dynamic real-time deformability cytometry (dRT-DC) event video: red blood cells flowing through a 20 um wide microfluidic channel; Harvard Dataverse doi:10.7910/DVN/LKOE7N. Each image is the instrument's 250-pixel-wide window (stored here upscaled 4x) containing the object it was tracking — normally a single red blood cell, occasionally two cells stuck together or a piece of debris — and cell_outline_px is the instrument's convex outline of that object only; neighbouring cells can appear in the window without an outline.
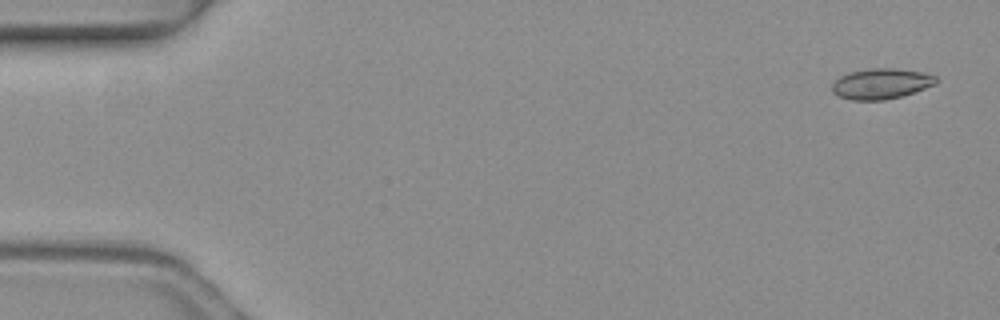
{"species": "common noctule bat (a hibernating species)", "species_latin": "Nyctalus noctula", "temperature_condition": "warm", "stored_images_in_passage": 5, "camera_frame_rate_fps": 3000, "um_per_image_px": 0.085, "animal": {"sex": "female", "body_mass_g": 19.3, "forearm_length_mm": 54.1}, "frame": {"image": 1, "passage_image": 1, "time_ms": 0.0, "image_size_px": [1000, 320], "cell_outline_px": [[940, 80], [936, 84], [900, 96], [884, 100], [852, 100], [836, 96], [832, 92], [832, 84], [840, 76], [852, 72], [872, 68], [892, 68], [924, 72], [936, 76]], "centroid_in_image_um": [74.9, 7.12], "position_along_channel_um": 10.1, "area_um2": 18.44}}
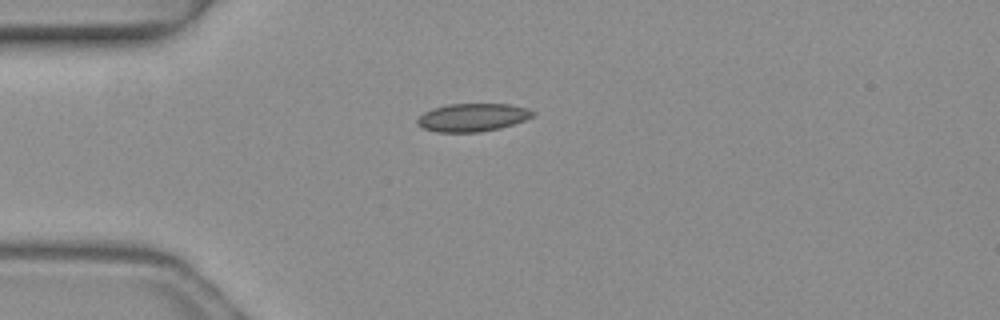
{"frame": {"image": 2, "passage_image": 4, "time_ms": 1.0, "image_size_px": [1000, 320], "cell_outline_px": [[536, 112], [532, 116], [524, 120], [500, 128], [480, 132], [436, 132], [424, 128], [416, 124], [416, 120], [424, 112], [432, 108], [448, 104], [508, 104], [524, 108]], "centroid_in_image_um": [40.12, 9.98], "position_along_channel_um": 44.9, "area_um2": 18.73}}